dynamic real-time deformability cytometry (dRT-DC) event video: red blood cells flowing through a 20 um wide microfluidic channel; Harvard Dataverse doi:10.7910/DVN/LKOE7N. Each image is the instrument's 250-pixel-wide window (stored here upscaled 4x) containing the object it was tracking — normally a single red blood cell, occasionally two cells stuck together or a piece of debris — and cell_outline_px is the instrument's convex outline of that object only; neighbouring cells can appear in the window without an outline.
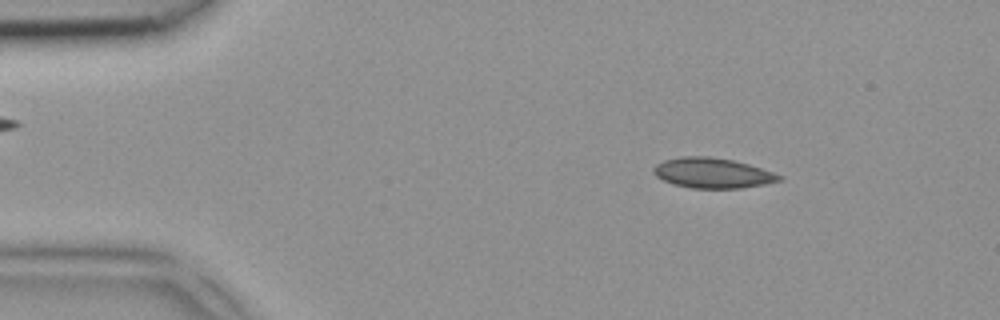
{"species": "common noctule bat (a hibernating species)", "species_latin": "Nyctalus noctula", "temperature_condition": "room temperature", "stored_images_in_passage": 4, "camera_frame_rate_fps": 3000, "um_per_image_px": 0.085, "animal": {"sex": "female", "body_mass_g": 18.4}, "frame": {"image": 1, "passage_image": 1, "time_ms": 0.0, "image_size_px": [1000, 320], "cell_outline_px": [[784, 176], [780, 180], [764, 184], [740, 188], [692, 188], [672, 184], [656, 176], [652, 172], [652, 168], [656, 164], [664, 160], [680, 156], [708, 156], [732, 160], [748, 164]], "centroid_in_image_um": [60.52, 14.7], "position_along_channel_um": 24.5, "area_um2": 22.02}}
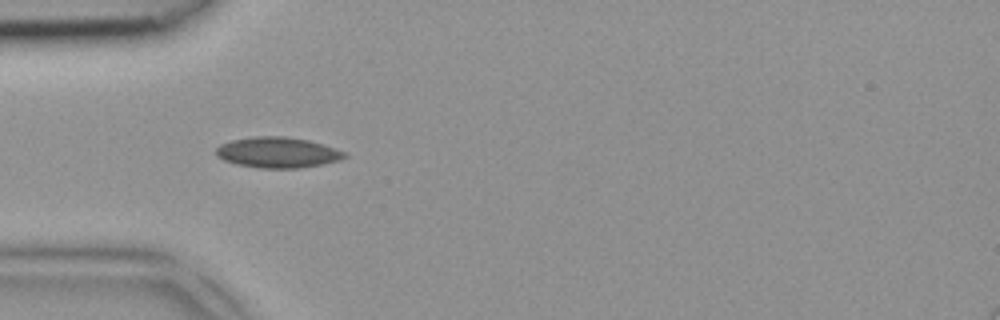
{"frame": {"image": 2, "passage_image": 3, "time_ms": 0.667, "image_size_px": [1000, 320], "cell_outline_px": [[348, 156], [340, 160], [324, 164], [296, 168], [260, 168], [236, 164], [224, 160], [216, 156], [216, 148], [220, 144], [232, 140], [256, 136], [284, 136], [308, 140], [324, 144], [348, 152]], "centroid_in_image_um": [23.64, 12.96], "position_along_channel_um": 61.4, "area_um2": 23.12}}